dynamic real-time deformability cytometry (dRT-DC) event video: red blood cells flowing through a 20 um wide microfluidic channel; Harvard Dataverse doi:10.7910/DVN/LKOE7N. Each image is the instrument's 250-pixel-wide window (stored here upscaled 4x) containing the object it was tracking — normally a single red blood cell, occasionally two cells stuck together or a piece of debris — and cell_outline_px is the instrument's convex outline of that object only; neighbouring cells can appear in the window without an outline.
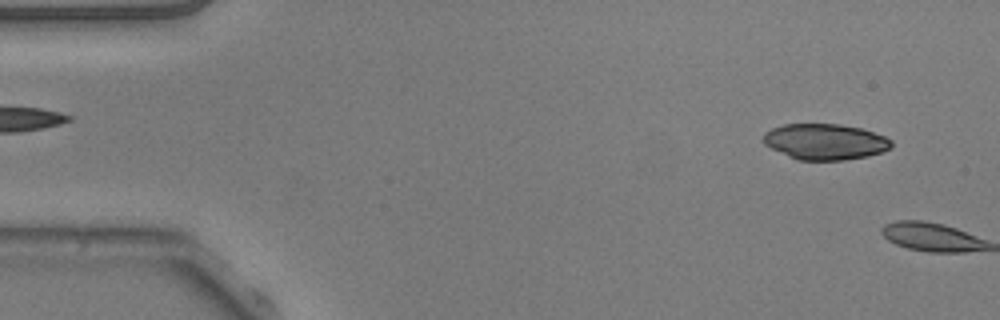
{"species": "common noctule bat (a hibernating species)", "species_latin": "Nyctalus noctula", "temperature_condition": "warm", "stored_images_in_passage": 4, "camera_frame_rate_fps": 3000, "um_per_image_px": 0.085, "animal": {"sex": "male", "body_mass_g": 20.5, "forearm_length_mm": 52.5}, "frame": {"image": 1, "passage_image": 3, "time_ms": 0.667, "image_size_px": [1000, 320], "cell_outline_px": [[892, 148], [868, 156], [844, 160], [796, 160], [764, 144], [764, 132], [772, 128], [784, 124], [840, 124], [860, 128], [884, 136], [892, 140]], "centroid_in_image_um": [70.13, 12.05], "position_along_channel_um": 14.9, "area_um2": 26.7}}